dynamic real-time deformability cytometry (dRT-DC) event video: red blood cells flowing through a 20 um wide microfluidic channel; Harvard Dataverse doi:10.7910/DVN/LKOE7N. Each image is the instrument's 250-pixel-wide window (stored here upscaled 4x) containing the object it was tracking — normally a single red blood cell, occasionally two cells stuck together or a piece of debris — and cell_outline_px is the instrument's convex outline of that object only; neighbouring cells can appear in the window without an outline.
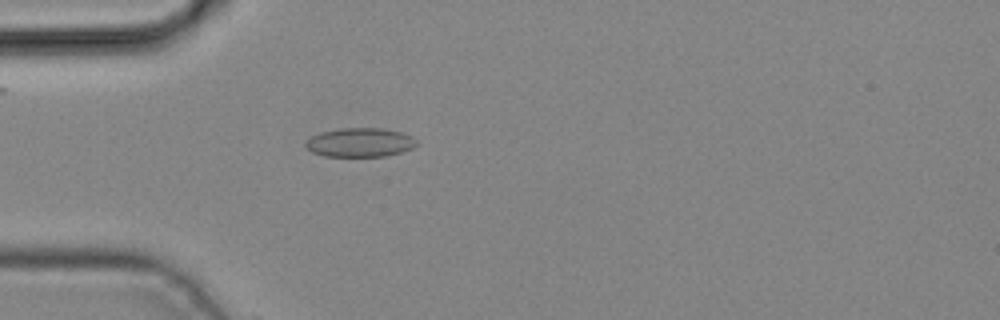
{"species": "common noctule bat (a hibernating species)", "species_latin": "Nyctalus noctula", "temperature_condition": "cold", "stored_images_in_passage": 4, "camera_frame_rate_fps": 3000, "um_per_image_px": 0.085, "animal": {"sex": "male", "body_mass_g": 19.2, "forearm_length_mm": 51.8}, "frame": {"image": 1, "passage_image": 4, "time_ms": 1.0, "image_size_px": [1000, 320], "cell_outline_px": [[420, 144], [412, 148], [400, 152], [384, 156], [324, 156], [312, 152], [304, 144], [312, 136], [320, 132], [340, 128], [384, 128], [400, 132], [412, 136]], "centroid_in_image_um": [30.62, 12.1], "position_along_channel_um": 54.4, "area_um2": 18.73}}